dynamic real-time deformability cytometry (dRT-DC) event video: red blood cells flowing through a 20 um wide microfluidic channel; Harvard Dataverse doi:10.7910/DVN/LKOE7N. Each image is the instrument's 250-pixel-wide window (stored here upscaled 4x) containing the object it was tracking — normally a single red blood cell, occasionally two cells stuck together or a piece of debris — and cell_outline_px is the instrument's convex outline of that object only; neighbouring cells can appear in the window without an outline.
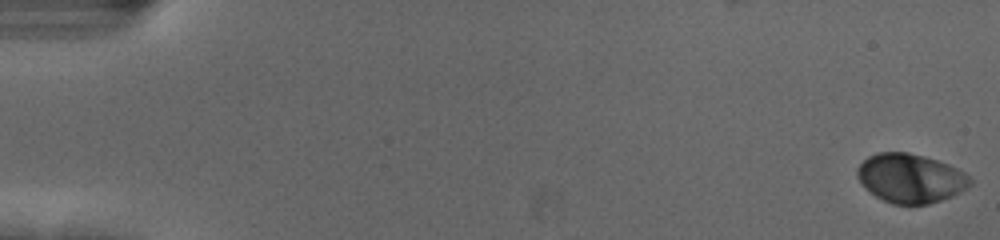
{"species": "human", "species_latin": "Homo sapiens", "temperature_condition": "cold", "stored_images_in_passage": 57, "camera_frame_rate_fps": 3000, "um_per_image_px": 0.085, "donor": {"sex": "female"}, "frame": {"image": 1, "passage_image": 1, "time_ms": 0.0, "image_size_px": [1000, 240], "cell_outline_px": [[972, 184], [960, 192], [952, 196], [928, 204], [892, 204], [876, 196], [864, 188], [856, 176], [856, 168], [868, 156], [876, 152], [908, 152], [924, 156], [948, 164], [964, 172], [972, 180]], "centroid_in_image_um": [77.36, 15.14], "position_along_channel_um": 7.6, "area_um2": 32.31}}
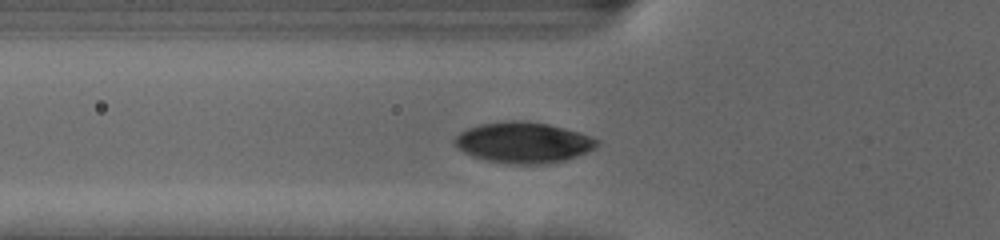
{"frame": {"image": 2, "passage_image": 21, "time_ms": 6.667, "image_size_px": [1000, 240], "cell_outline_px": [[600, 144], [596, 148], [588, 152], [564, 160], [540, 164], [520, 164], [488, 160], [472, 156], [464, 152], [452, 140], [460, 132], [468, 128], [480, 124], [512, 120], [548, 124], [580, 132], [600, 140]], "centroid_in_image_um": [44.52, 12.11], "position_along_channel_um": 81.3, "area_um2": 33.52}}
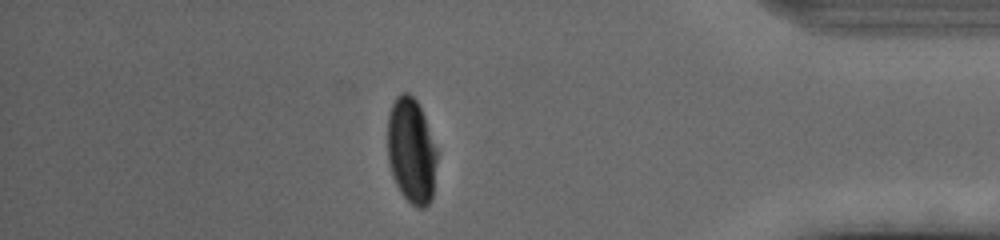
{"frame": {"image": 3, "passage_image": 50, "time_ms": 16.333, "image_size_px": [1000, 240], "cell_outline_px": [[436, 160], [432, 200], [424, 208], [416, 208], [400, 192], [392, 176], [388, 160], [388, 116], [392, 104], [396, 96], [404, 92], [408, 92], [416, 100], [424, 116], [436, 148]], "centroid_in_image_um": [34.95, 12.83], "position_along_channel_um": 400.2, "area_um2": 30.23}, "authors_computed_cell_mechanics": {"area_um2": 32.4258, "velocity_mm_per_s": 3.6133, "shape_relaxation_time_tau1_ms": 3.2359, "shape_relaxation_time_tau2_ms": null, "deformation_change_tau1": 0.1415, "deformation_change_tau2": null}}